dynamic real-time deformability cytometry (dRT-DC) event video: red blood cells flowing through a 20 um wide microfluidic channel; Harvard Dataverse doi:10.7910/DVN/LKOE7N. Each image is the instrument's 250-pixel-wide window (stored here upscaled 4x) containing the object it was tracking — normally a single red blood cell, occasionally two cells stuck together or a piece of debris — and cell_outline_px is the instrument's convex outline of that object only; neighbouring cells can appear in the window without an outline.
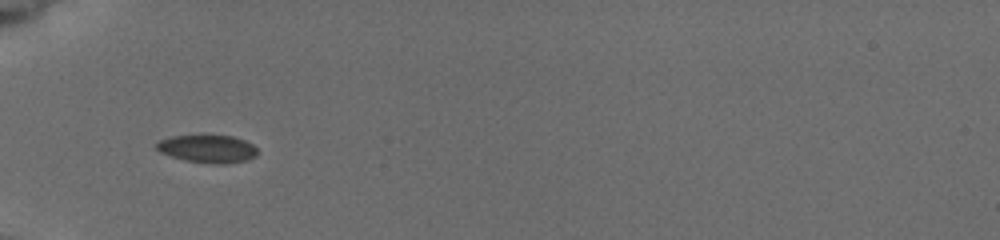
{"species": "common noctule bat (a hibernating species)", "species_latin": "Nyctalus noctula", "temperature_condition": "cold", "stored_images_in_passage": 8, "camera_frame_rate_fps": 3000, "um_per_image_px": 0.085, "animal": {"sex": "female", "body_mass_g": 19.5, "forearm_length_mm": 54.1}, "frame": {"image": 1, "passage_image": 7, "time_ms": 5.667, "image_size_px": [1000, 240], "cell_outline_px": [[256, 156], [248, 160], [224, 164], [212, 164], [184, 160], [160, 152], [152, 144], [160, 140], [172, 136], [200, 132], [204, 132], [232, 136], [244, 140], [252, 144], [256, 148]], "centroid_in_image_um": [17.6, 12.59], "position_along_channel_um": 67.4, "area_um2": 17.22}}